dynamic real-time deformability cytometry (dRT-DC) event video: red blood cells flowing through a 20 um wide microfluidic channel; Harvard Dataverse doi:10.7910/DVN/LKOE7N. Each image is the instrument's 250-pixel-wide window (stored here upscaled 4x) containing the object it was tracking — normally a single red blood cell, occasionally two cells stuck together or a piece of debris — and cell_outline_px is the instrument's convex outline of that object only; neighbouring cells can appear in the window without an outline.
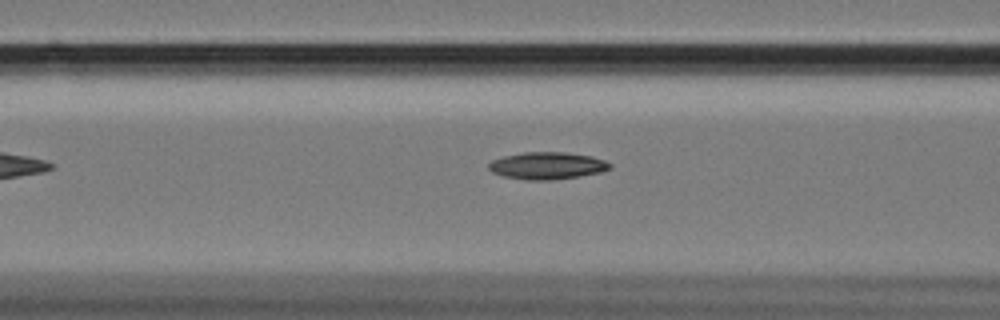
{"species": "Egyptian fruit bat (a non-hibernating species)", "species_latin": "Rousettus aegyptiacus", "temperature_condition": "cold", "stored_images_in_passage": 19, "camera_frame_rate_fps": 3000, "um_per_image_px": 0.085, "animal": {"sex": "female"}, "frame": {"image": 1, "passage_image": 6, "time_ms": 1.667, "image_size_px": [1000, 320], "cell_outline_px": [[612, 168], [600, 172], [580, 176], [552, 180], [524, 180], [504, 176], [492, 172], [488, 168], [488, 164], [492, 160], [504, 156], [524, 152], [564, 152], [592, 156], [604, 160], [612, 164]], "centroid_in_image_um": [46.52, 14.08], "position_along_channel_um": 120.1, "area_um2": 19.25}}
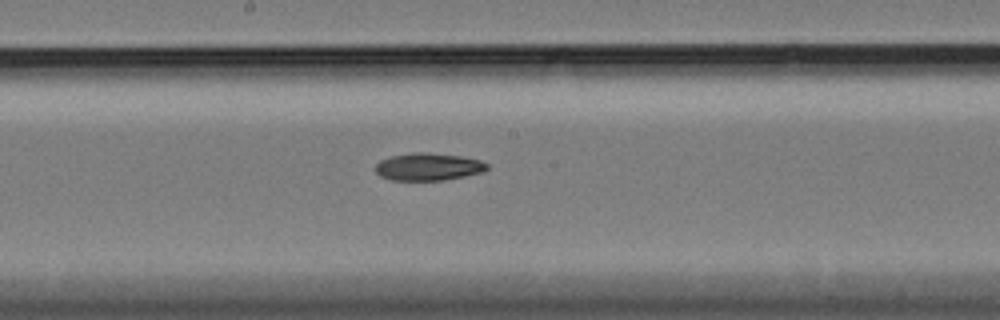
{"frame": {"image": 2, "passage_image": 14, "time_ms": 4.333, "image_size_px": [1000, 320], "cell_outline_px": [[488, 168], [484, 172], [444, 180], [392, 180], [380, 176], [376, 172], [376, 164], [380, 160], [392, 156], [416, 152], [424, 152], [460, 156], [480, 160], [488, 164]], "centroid_in_image_um": [36.41, 14.18], "position_along_channel_um": 211.8, "area_um2": 17.74}}
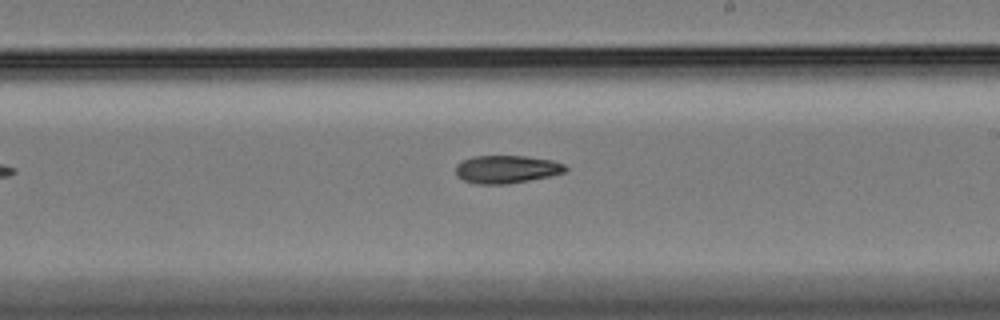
{"frame": {"image": 3, "passage_image": 17, "time_ms": 5.333, "image_size_px": [1000, 320], "cell_outline_px": [[568, 168], [564, 172], [548, 176], [508, 184], [476, 184], [464, 180], [456, 176], [456, 164], [472, 156], [524, 156], [552, 160], [564, 164]], "centroid_in_image_um": [43.03, 14.38], "position_along_channel_um": 246.0, "area_um2": 17.74}}